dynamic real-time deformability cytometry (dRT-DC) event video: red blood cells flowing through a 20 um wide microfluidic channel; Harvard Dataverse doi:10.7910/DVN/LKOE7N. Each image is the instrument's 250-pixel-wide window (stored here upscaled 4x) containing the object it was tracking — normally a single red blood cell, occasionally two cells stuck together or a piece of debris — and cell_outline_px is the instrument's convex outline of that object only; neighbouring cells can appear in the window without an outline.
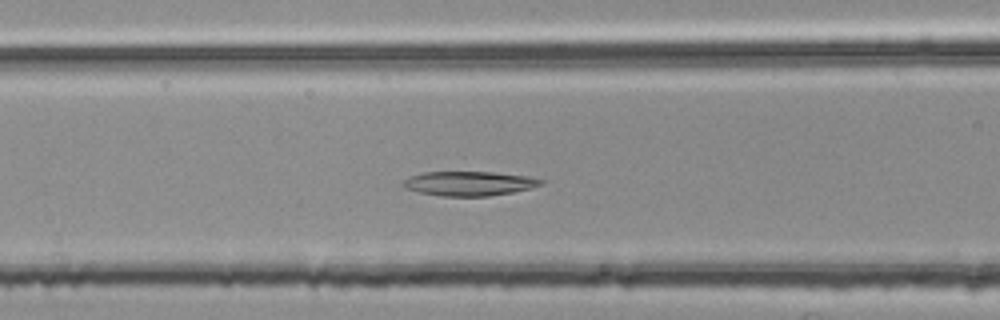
{"species": "common noctule bat (a hibernating species)", "species_latin": "Nyctalus noctula", "temperature_condition": "room temperature", "stored_images_in_passage": 36, "segment_of_instrument_passage": [2, 2], "camera_frame_rate_fps": 3000, "um_per_image_px": 0.085, "animal": {"sex": "female", "body_mass_g": 25.1}, "frame": {"image": 1, "passage_image": 22, "time_ms": 7.0, "image_size_px": [1000, 320], "cell_outline_px": [[544, 184], [532, 188], [512, 192], [488, 196], [440, 196], [420, 192], [404, 188], [400, 184], [404, 180], [412, 176], [424, 172], [492, 172], [528, 176], [544, 180]], "centroid_in_image_um": [39.89, 15.6], "position_along_channel_um": 126.7, "area_um2": 19.59}}
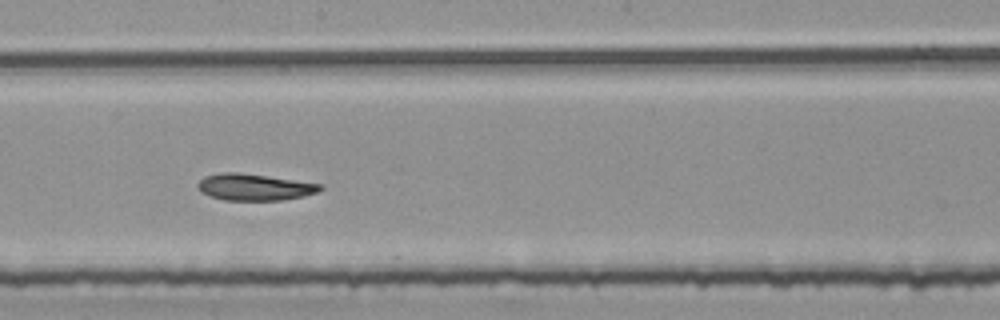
{"frame": {"image": 2, "passage_image": 30, "time_ms": 9.667, "image_size_px": [1000, 320], "cell_outline_px": [[324, 188], [316, 192], [304, 196], [284, 200], [224, 200], [208, 196], [200, 192], [196, 184], [204, 176], [220, 172], [240, 172], [324, 184]], "centroid_in_image_um": [21.61, 15.9], "position_along_channel_um": 226.6, "area_um2": 19.25}}
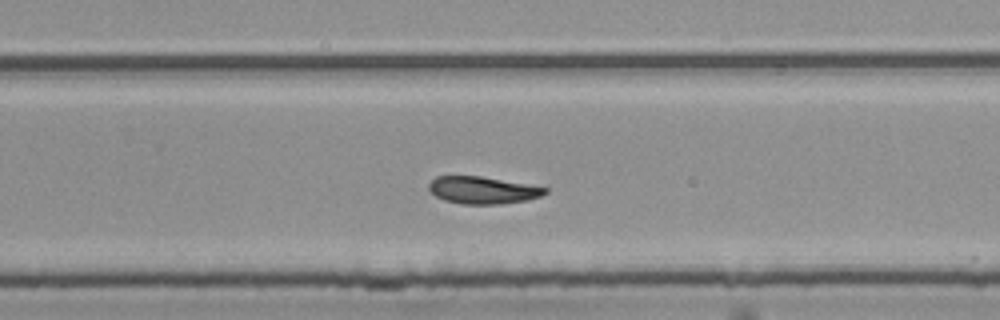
{"frame": {"image": 3, "passage_image": 35, "time_ms": 11.333, "image_size_px": [1000, 320], "cell_outline_px": [[548, 192], [540, 196], [528, 200], [500, 204], [460, 204], [444, 200], [436, 196], [428, 188], [428, 184], [436, 176], [480, 176], [548, 188]], "centroid_in_image_um": [41.01, 16.17], "position_along_channel_um": 288.8, "area_um2": 18.32}}